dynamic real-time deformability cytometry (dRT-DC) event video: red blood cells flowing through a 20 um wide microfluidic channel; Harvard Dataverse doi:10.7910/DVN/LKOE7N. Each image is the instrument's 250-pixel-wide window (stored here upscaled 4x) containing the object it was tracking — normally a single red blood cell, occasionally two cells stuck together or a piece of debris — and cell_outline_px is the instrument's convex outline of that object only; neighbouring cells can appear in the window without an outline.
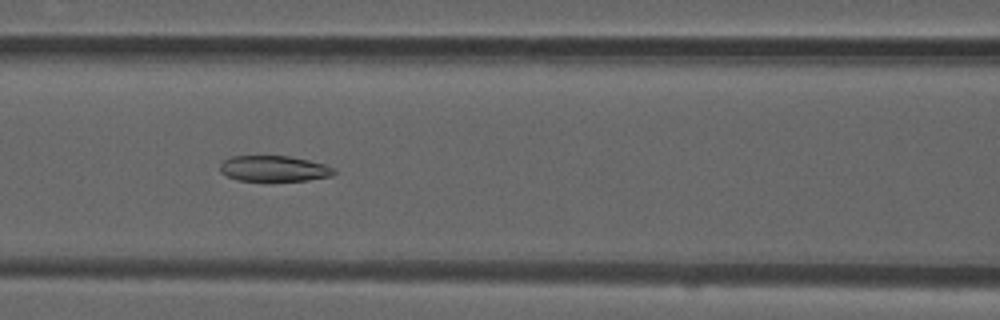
{"species": "common noctule bat (a hibernating species)", "species_latin": "Nyctalus noctula", "temperature_condition": "room temperature", "stored_images_in_passage": 53, "camera_frame_rate_fps": 3000, "um_per_image_px": 0.085, "animal": {"sex": "male", "forearm_length_mm": 52.5}, "frame": {"image": 1, "passage_image": 23, "time_ms": 7.333, "image_size_px": [1000, 320], "cell_outline_px": [[336, 172], [332, 176], [308, 180], [236, 180], [220, 172], [220, 164], [224, 160], [232, 156], [288, 156], [308, 160], [324, 164], [336, 168]], "centroid_in_image_um": [23.31, 14.32], "position_along_channel_um": 143.3, "area_um2": 16.99}}
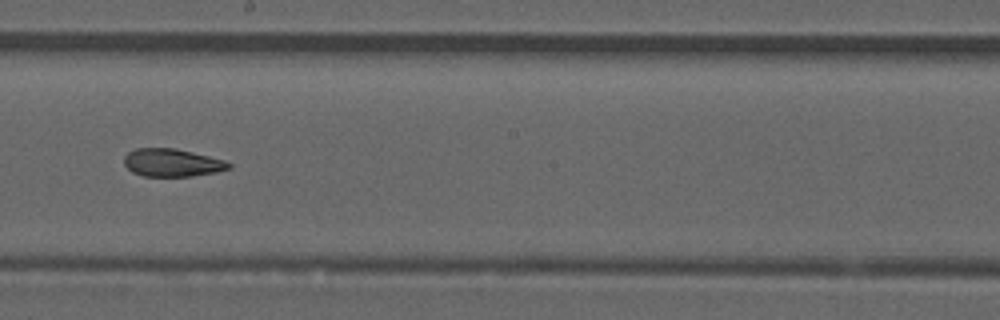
{"frame": {"image": 2, "passage_image": 30, "time_ms": 9.667, "image_size_px": [1000, 320], "cell_outline_px": [[232, 168], [216, 172], [192, 176], [144, 176], [132, 172], [124, 164], [124, 156], [128, 152], [136, 148], [176, 148], [224, 160], [232, 164]], "centroid_in_image_um": [14.63, 13.83], "position_along_channel_um": 233.6, "area_um2": 16.99}}
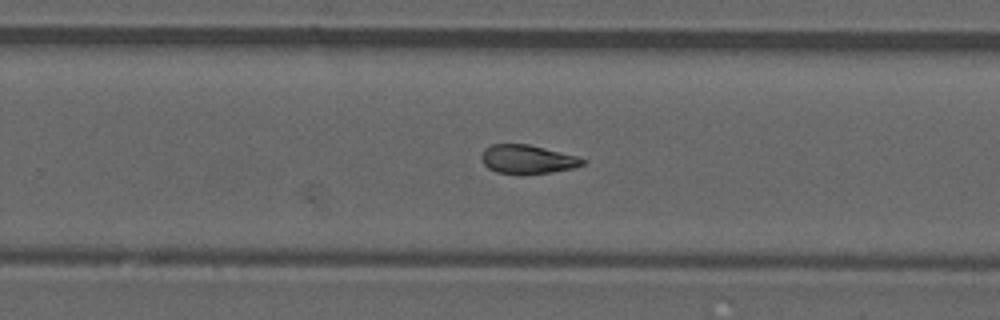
{"frame": {"image": 3, "passage_image": 34, "time_ms": 11.0, "image_size_px": [1000, 320], "cell_outline_px": [[584, 164], [572, 168], [548, 172], [496, 172], [488, 168], [480, 160], [480, 156], [484, 148], [492, 144], [528, 144], [576, 156], [584, 160]], "centroid_in_image_um": [44.76, 13.5], "position_along_channel_um": 285.0, "area_um2": 16.36}, "authors_computed_cell_mechanics": {"area_um2": 17.8602, "velocity_mm_per_s": 3.8779, "shape_relaxation_time_tau1_ms": null, "shape_relaxation_time_tau2_ms": 2.2334, "deformation_change_tau1": null, "deformation_change_tau2": 0.0831}}